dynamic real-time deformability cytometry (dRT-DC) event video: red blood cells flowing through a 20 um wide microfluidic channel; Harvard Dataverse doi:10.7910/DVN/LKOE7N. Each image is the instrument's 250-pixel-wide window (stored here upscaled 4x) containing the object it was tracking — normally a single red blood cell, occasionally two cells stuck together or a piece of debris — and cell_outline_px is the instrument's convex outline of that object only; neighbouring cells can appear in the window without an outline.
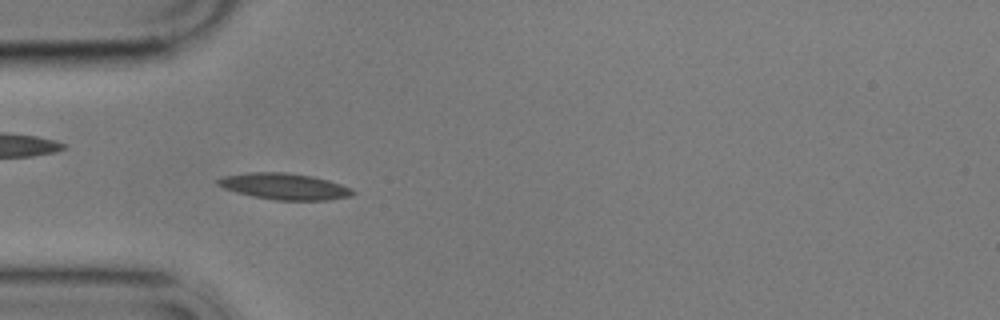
{"species": "common noctule bat (a hibernating species)", "species_latin": "Nyctalus noctula", "temperature_condition": "cold", "stored_images_in_passage": 7, "camera_frame_rate_fps": 3000, "um_per_image_px": 0.085, "animal": {"sex": "male", "body_mass_g": 17.9}, "frame": {"image": 1, "passage_image": 6, "time_ms": 5.667, "image_size_px": [1000, 320], "cell_outline_px": [[356, 192], [352, 196], [328, 200], [276, 200], [252, 196], [236, 192], [224, 188], [216, 184], [216, 180], [224, 176], [248, 172], [284, 172], [312, 176], [328, 180], [352, 188]], "centroid_in_image_um": [24.18, 15.84], "position_along_channel_um": 60.8, "area_um2": 20.69}}
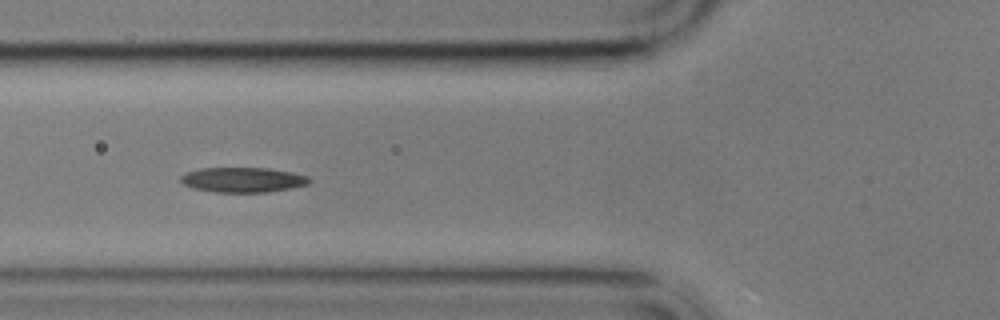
{"frame": {"image": 2, "passage_image": 7, "time_ms": 7.0, "image_size_px": [1000, 320], "cell_outline_px": [[312, 180], [308, 184], [268, 192], [216, 192], [192, 188], [184, 184], [180, 180], [180, 176], [184, 172], [200, 168], [268, 168], [292, 172], [308, 176]], "centroid_in_image_um": [20.61, 15.27], "position_along_channel_um": 105.2, "area_um2": 18.73}}